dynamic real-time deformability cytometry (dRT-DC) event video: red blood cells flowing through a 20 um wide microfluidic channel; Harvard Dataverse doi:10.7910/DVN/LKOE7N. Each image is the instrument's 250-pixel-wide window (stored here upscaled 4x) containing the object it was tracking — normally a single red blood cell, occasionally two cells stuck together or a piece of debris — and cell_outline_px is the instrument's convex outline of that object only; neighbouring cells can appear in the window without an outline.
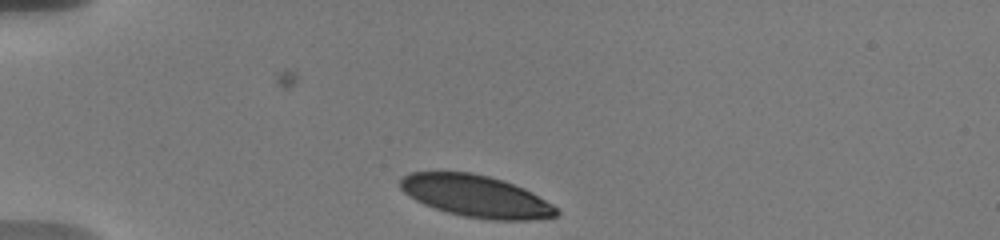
{"species": "human", "species_latin": "Homo sapiens", "temperature_condition": "warm", "stored_images_in_passage": 2, "camera_frame_rate_fps": 3000, "um_per_image_px": 0.085, "donor": {"sex": "male"}, "frame": {"image": 1, "passage_image": 2, "time_ms": 0.333, "image_size_px": [1000, 240], "cell_outline_px": [[560, 212], [556, 216], [532, 220], [488, 220], [464, 216], [448, 212], [424, 204], [408, 196], [400, 188], [400, 180], [404, 176], [412, 172], [472, 172], [504, 180], [524, 188], [532, 192], [552, 204]], "centroid_in_image_um": [40.47, 16.67], "position_along_channel_um": 44.5, "area_um2": 38.09}}